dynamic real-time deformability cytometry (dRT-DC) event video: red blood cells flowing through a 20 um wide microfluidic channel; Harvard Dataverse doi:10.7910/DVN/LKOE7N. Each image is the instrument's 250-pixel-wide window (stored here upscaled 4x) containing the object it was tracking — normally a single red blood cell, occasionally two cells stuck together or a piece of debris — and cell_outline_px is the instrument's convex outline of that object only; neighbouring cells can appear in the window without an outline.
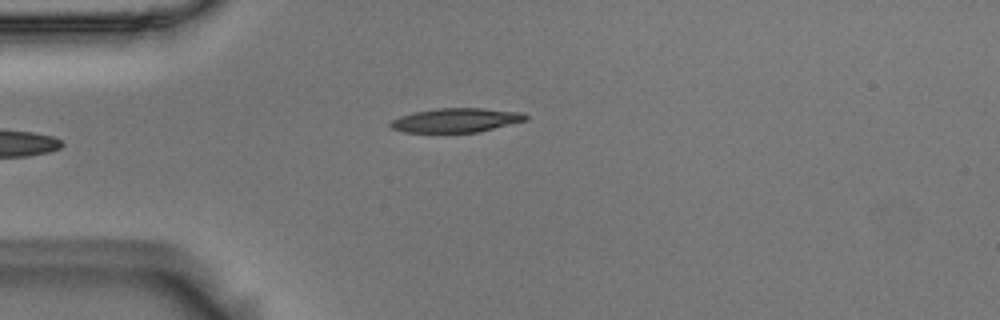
{"species": "Egyptian fruit bat (a non-hibernating species)", "species_latin": "Rousettus aegyptiacus", "temperature_condition": "room temperature", "stored_images_in_passage": 35, "camera_frame_rate_fps": 3000, "um_per_image_px": 0.085, "animal": {"sex": "male"}, "frame": {"image": 1, "passage_image": 1, "time_ms": 0.0, "image_size_px": [1000, 320], "cell_outline_px": [[528, 120], [480, 132], [404, 132], [392, 128], [388, 124], [392, 120], [400, 116], [416, 112], [440, 108], [480, 108], [524, 112], [528, 116]], "centroid_in_image_um": [38.82, 10.22], "position_along_channel_um": 46.2, "area_um2": 19.02}}
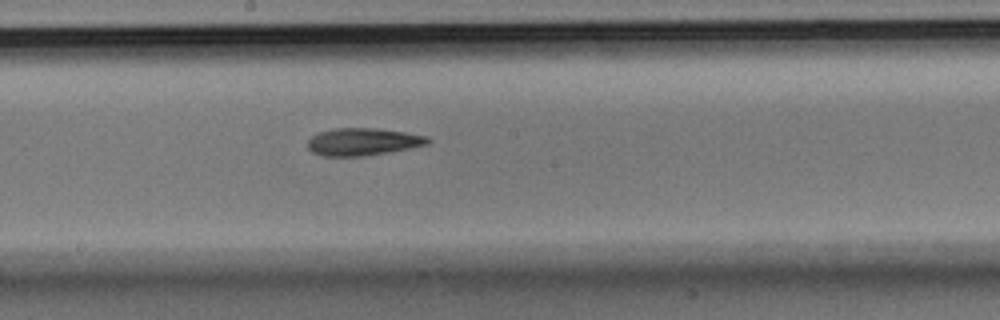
{"frame": {"image": 2, "passage_image": 16, "time_ms": 5.0, "image_size_px": [1000, 320], "cell_outline_px": [[432, 140], [428, 144], [388, 152], [364, 156], [320, 156], [312, 152], [308, 148], [308, 140], [312, 136], [320, 132], [336, 128], [376, 128], [404, 132], [428, 136]], "centroid_in_image_um": [30.84, 12.05], "position_along_channel_um": 217.4, "area_um2": 19.13}}
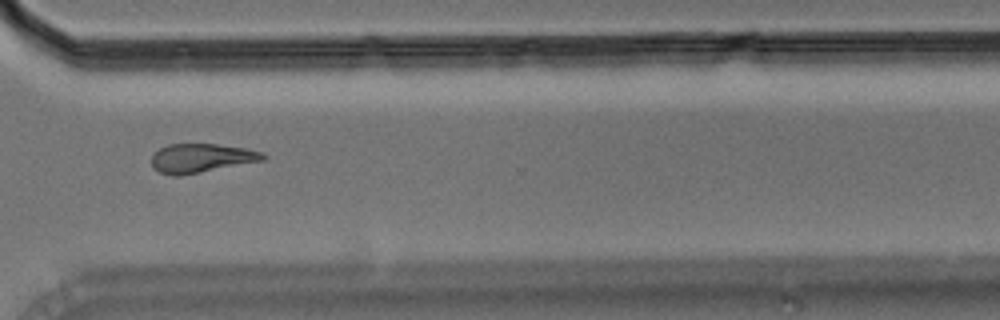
{"frame": {"image": 3, "passage_image": 27, "time_ms": 8.667, "image_size_px": [1000, 320], "cell_outline_px": [[264, 160], [180, 176], [172, 176], [160, 172], [152, 168], [152, 156], [160, 148], [168, 144], [216, 144], [244, 148], [264, 152]], "centroid_in_image_um": [17.08, 13.44], "position_along_channel_um": 353.5, "area_um2": 18.67}, "authors_computed_cell_mechanics": {"area_um2": 19.1318, "velocity_mm_per_s": 3.7147, "shape_relaxation_time_tau1_ms": 9.9927, "shape_relaxation_time_tau2_ms": null, "deformation_change_tau1": 0.213, "deformation_change_tau2": null}}